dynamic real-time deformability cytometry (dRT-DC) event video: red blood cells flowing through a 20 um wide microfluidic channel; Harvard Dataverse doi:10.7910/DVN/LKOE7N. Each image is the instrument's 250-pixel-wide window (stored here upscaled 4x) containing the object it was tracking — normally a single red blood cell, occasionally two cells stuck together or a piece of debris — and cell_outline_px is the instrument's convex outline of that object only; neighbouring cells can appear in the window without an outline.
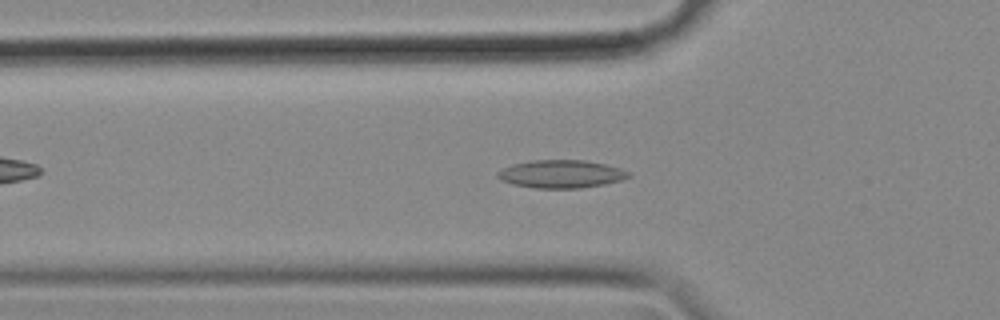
{"species": "common noctule bat (a hibernating species)", "species_latin": "Nyctalus noctula", "temperature_condition": "cold", "stored_images_in_passage": 52, "camera_frame_rate_fps": 3000, "um_per_image_px": 0.085, "animal": {"sex": "female", "body_mass_g": 18.4}, "frame": {"image": 1, "passage_image": 13, "time_ms": 4.0, "image_size_px": [1000, 320], "cell_outline_px": [[632, 176], [620, 180], [604, 184], [580, 188], [536, 188], [512, 184], [500, 180], [496, 176], [496, 172], [512, 164], [532, 160], [584, 160], [604, 164], [620, 168], [632, 172]], "centroid_in_image_um": [47.69, 14.79], "position_along_channel_um": 78.1, "area_um2": 21.39}}
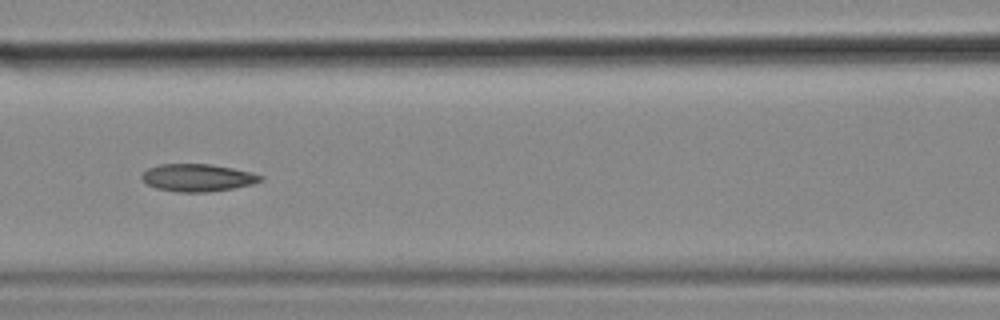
{"frame": {"image": 2, "passage_image": 19, "time_ms": 6.0, "image_size_px": [1000, 320], "cell_outline_px": [[264, 176], [260, 180], [252, 184], [232, 188], [204, 192], [176, 192], [156, 188], [148, 184], [140, 176], [148, 168], [160, 164], [212, 164], [252, 172]], "centroid_in_image_um": [16.78, 15.09], "position_along_channel_um": 149.8, "area_um2": 18.84}}
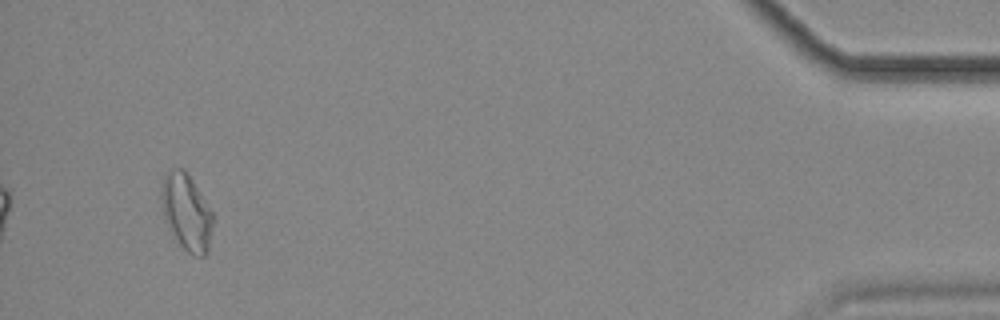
{"frame": {"image": 3, "passage_image": 48, "time_ms": 15.667, "image_size_px": [1000, 320], "cell_outline_px": [[212, 224], [208, 252], [204, 256], [192, 256], [172, 240], [164, 220], [160, 196], [160, 192], [164, 176], [168, 168], [184, 168], [192, 180], [212, 212]], "centroid_in_image_um": [15.8, 18.07], "position_along_channel_um": 419.4, "area_um2": 23.47}}